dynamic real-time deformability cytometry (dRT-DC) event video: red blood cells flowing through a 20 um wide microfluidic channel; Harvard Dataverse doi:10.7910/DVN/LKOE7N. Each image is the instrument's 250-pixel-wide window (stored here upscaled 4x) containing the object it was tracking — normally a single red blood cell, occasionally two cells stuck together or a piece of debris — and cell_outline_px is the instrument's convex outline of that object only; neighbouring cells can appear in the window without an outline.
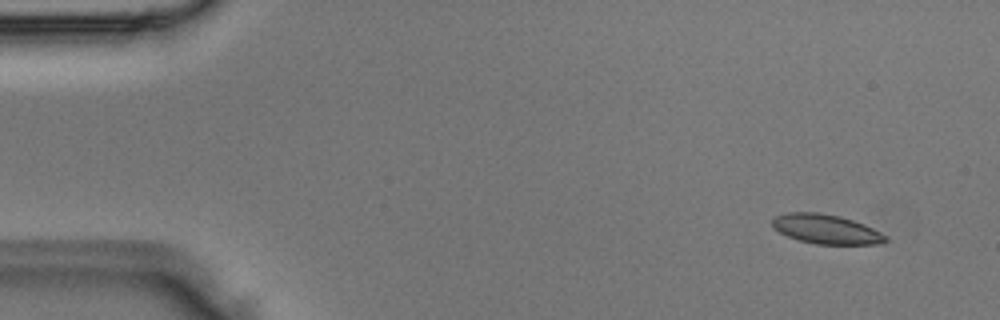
{"species": "Egyptian fruit bat (a non-hibernating species)", "species_latin": "Rousettus aegyptiacus", "temperature_condition": "room temperature", "stored_images_in_passage": 5, "camera_frame_rate_fps": 3000, "um_per_image_px": 0.085, "animal": {"sex": "male"}, "frame": {"image": 1, "passage_image": 1, "time_ms": 0.0, "image_size_px": [1000, 320], "cell_outline_px": [[888, 240], [880, 244], [816, 244], [800, 240], [788, 236], [780, 232], [772, 224], [772, 216], [788, 212], [820, 212], [840, 216], [864, 224], [888, 236]], "centroid_in_image_um": [70.22, 19.46], "position_along_channel_um": 14.8, "area_um2": 19.42}}